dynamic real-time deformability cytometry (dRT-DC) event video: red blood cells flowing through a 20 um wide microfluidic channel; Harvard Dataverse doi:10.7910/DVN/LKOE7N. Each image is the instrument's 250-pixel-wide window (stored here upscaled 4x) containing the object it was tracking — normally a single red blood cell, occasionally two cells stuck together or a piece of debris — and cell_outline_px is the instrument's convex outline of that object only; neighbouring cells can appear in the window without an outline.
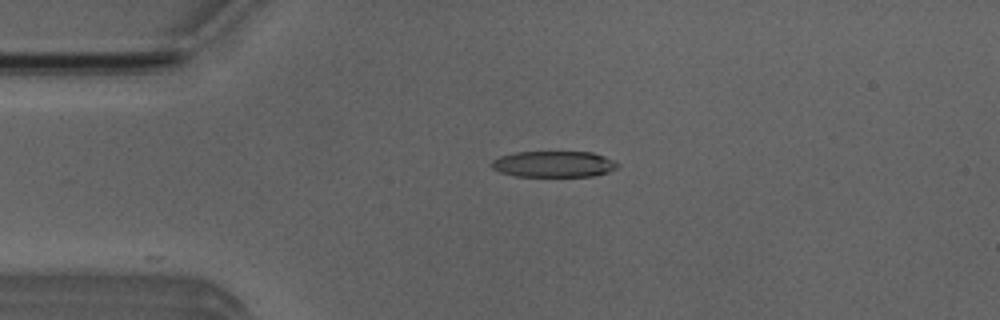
{"species": "Egyptian fruit bat (a non-hibernating species)", "species_latin": "Rousettus aegyptiacus", "temperature_condition": "room temperature", "stored_images_in_passage": 4, "camera_frame_rate_fps": 3000, "um_per_image_px": 0.085, "animal": {"sex": "male"}, "frame": {"image": 1, "passage_image": 3, "time_ms": 3.333, "image_size_px": [1000, 320], "cell_outline_px": [[620, 164], [616, 168], [608, 172], [592, 176], [516, 176], [500, 172], [492, 168], [492, 160], [500, 156], [516, 152], [592, 152], [604, 156]], "centroid_in_image_um": [47.07, 13.95], "position_along_channel_um": 37.9, "area_um2": 19.07}}